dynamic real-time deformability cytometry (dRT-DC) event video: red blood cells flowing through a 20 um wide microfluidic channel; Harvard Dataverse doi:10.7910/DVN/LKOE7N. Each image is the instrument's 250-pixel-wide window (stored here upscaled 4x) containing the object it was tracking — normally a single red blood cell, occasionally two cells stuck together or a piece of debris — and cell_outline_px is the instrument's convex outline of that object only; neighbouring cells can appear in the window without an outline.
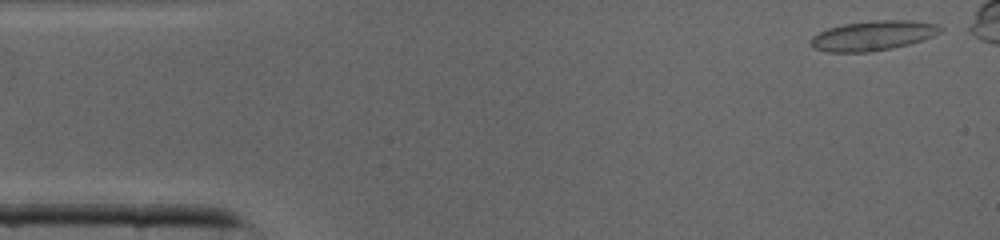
{"species": "common noctule bat (a hibernating species)", "species_latin": "Nyctalus noctula", "temperature_condition": "cold", "stored_images_in_passage": 37, "camera_frame_rate_fps": 3000, "um_per_image_px": 0.085, "animal": {"sex": "male", "body_mass_g": 19.0, "forearm_length_mm": 50.8}, "frame": {"image": 1, "passage_image": 2, "time_ms": 0.333, "image_size_px": [1000, 240], "cell_outline_px": [[944, 28], [940, 32], [924, 40], [892, 48], [868, 52], [828, 52], [816, 48], [812, 44], [812, 36], [828, 28], [844, 24], [872, 20], [912, 20], [936, 24]], "centroid_in_image_um": [74.25, 3.02], "position_along_channel_um": 10.8, "area_um2": 22.31}}
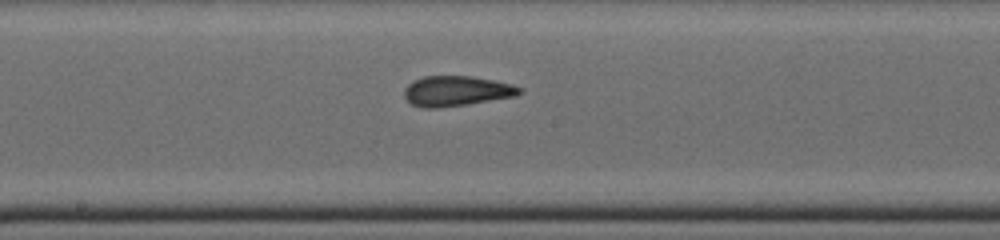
{"frame": {"image": 2, "passage_image": 21, "time_ms": 6.667, "image_size_px": [1000, 240], "cell_outline_px": [[524, 92], [516, 96], [468, 104], [436, 108], [424, 108], [412, 104], [404, 96], [404, 88], [412, 80], [424, 76], [472, 76], [512, 84], [524, 88]], "centroid_in_image_um": [38.82, 7.73], "position_along_channel_um": 209.4, "area_um2": 20.4}}
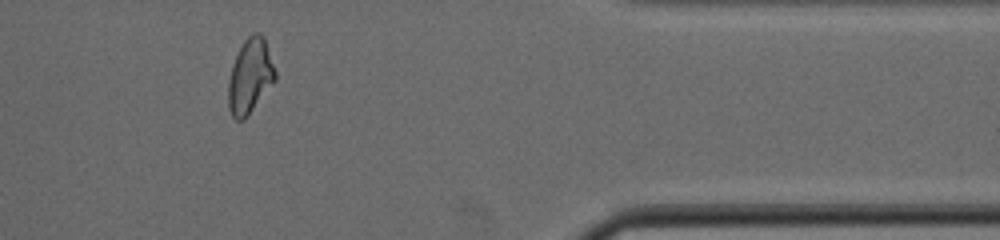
{"frame": {"image": 3, "passage_image": 34, "time_ms": 11.0, "image_size_px": [1000, 240], "cell_outline_px": [[276, 80], [244, 120], [236, 120], [232, 116], [228, 108], [228, 80], [236, 56], [244, 40], [252, 32], [260, 32], [264, 36], [276, 72]], "centroid_in_image_um": [21.26, 6.47], "position_along_channel_um": 390.1, "area_um2": 20.4}}